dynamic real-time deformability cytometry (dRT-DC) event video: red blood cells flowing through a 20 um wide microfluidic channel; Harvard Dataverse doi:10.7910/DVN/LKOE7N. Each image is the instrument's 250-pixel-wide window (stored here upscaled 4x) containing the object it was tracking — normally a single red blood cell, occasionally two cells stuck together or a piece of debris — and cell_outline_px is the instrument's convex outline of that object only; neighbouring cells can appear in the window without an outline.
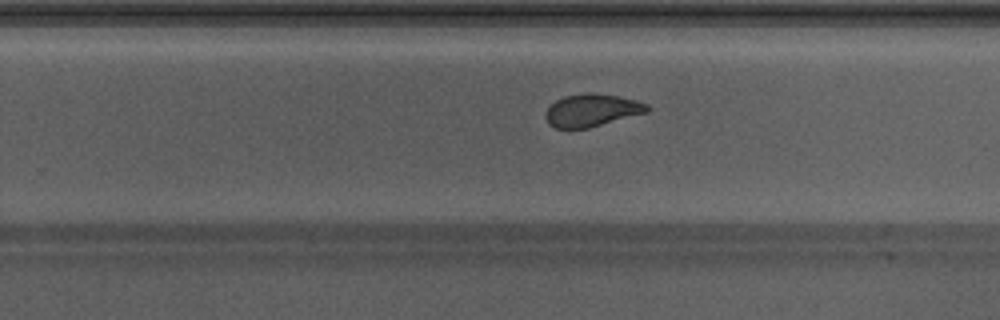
{"species": "Egyptian fruit bat (a non-hibernating species)", "species_latin": "Rousettus aegyptiacus", "temperature_condition": "warm", "stored_images_in_passage": 30, "camera_frame_rate_fps": 3000, "um_per_image_px": 0.085, "animal": {"sex": "male"}, "frame": {"image": 1, "passage_image": 22, "time_ms": 7.0, "image_size_px": [1000, 320], "cell_outline_px": [[652, 108], [648, 112], [588, 128], [568, 132], [556, 128], [548, 124], [544, 116], [548, 108], [556, 100], [564, 96], [588, 92], [592, 92], [620, 96], [648, 104]], "centroid_in_image_um": [50.27, 9.4], "position_along_channel_um": 279.5, "area_um2": 19.83}}